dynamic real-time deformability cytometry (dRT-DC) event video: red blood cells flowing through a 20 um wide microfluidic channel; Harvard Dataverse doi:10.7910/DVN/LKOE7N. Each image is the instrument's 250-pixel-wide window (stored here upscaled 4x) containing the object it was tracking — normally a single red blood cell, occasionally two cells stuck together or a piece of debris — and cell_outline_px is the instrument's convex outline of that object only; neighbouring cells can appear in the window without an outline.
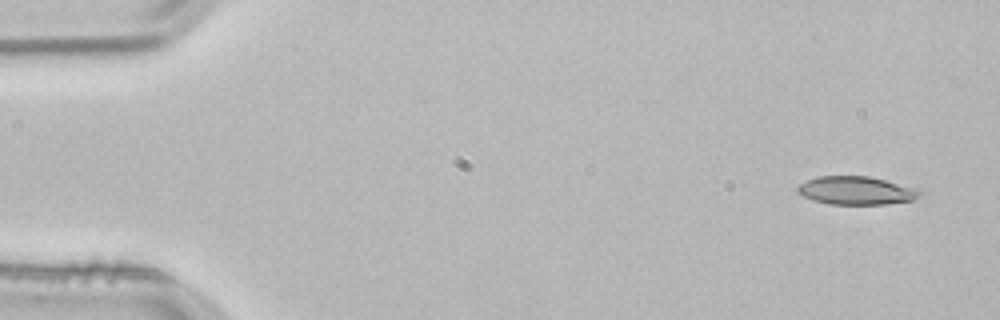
{"species": "common noctule bat (a hibernating species)", "species_latin": "Nyctalus noctula", "temperature_condition": "room temperature", "stored_images_in_passage": 3, "camera_frame_rate_fps": 3000, "um_per_image_px": 0.085, "animal": {"sex": "male", "body_mass_g": 21.5, "forearm_length_mm": 52.0}, "frame": {"image": 1, "passage_image": 1, "time_ms": 0.0, "image_size_px": [1000, 320], "cell_outline_px": [[920, 196], [912, 200], [888, 204], [828, 204], [812, 200], [796, 192], [796, 188], [800, 184], [816, 176], [868, 176], [920, 188]], "centroid_in_image_um": [72.78, 16.19], "position_along_channel_um": 12.2, "area_um2": 20.23}}
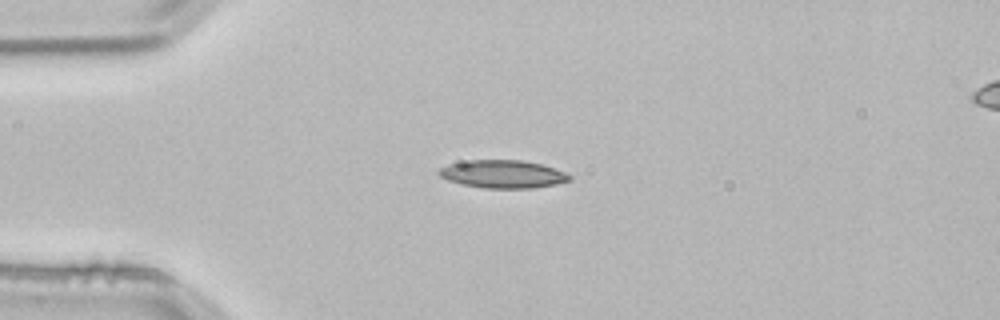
{"frame": {"image": 2, "passage_image": 3, "time_ms": 0.667, "image_size_px": [1000, 320], "cell_outline_px": [[572, 180], [556, 184], [532, 188], [484, 188], [464, 184], [448, 180], [440, 176], [436, 172], [440, 168], [448, 164], [468, 160], [524, 160], [544, 164], [564, 172], [572, 176]], "centroid_in_image_um": [42.76, 14.79], "position_along_channel_um": 42.2, "area_um2": 21.33}}